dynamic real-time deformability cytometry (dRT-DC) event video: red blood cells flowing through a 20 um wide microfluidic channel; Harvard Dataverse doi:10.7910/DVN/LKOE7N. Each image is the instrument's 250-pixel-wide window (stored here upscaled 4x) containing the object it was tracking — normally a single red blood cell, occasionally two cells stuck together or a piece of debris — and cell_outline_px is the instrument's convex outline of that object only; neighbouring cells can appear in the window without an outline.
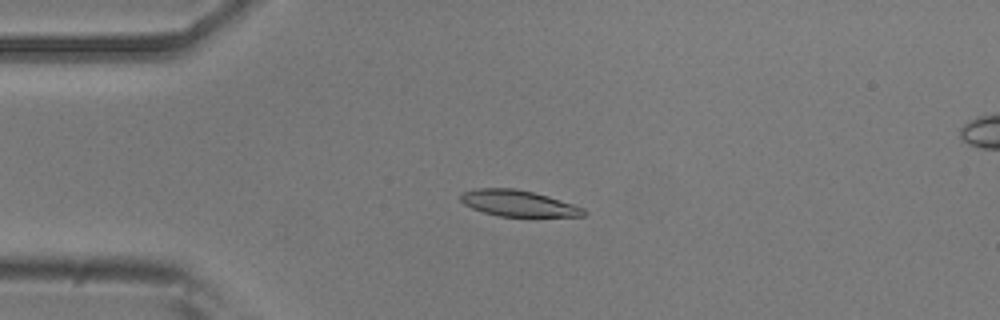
{"species": "common noctule bat (a hibernating species)", "species_latin": "Nyctalus noctula", "temperature_condition": "room temperature", "stored_images_in_passage": 41, "camera_frame_rate_fps": 3000, "um_per_image_px": 0.085, "animal": {"sex": "male", "body_mass_g": 20.5, "forearm_length_mm": 52.5}, "frame": {"image": 1, "passage_image": 1, "time_ms": 0.0, "image_size_px": [1000, 320], "cell_outline_px": [[588, 212], [584, 216], [500, 216], [484, 212], [472, 208], [464, 204], [460, 200], [460, 196], [464, 192], [476, 188], [516, 188], [548, 196], [584, 208]], "centroid_in_image_um": [44.05, 17.28], "position_along_channel_um": 41.0, "area_um2": 18.55}}
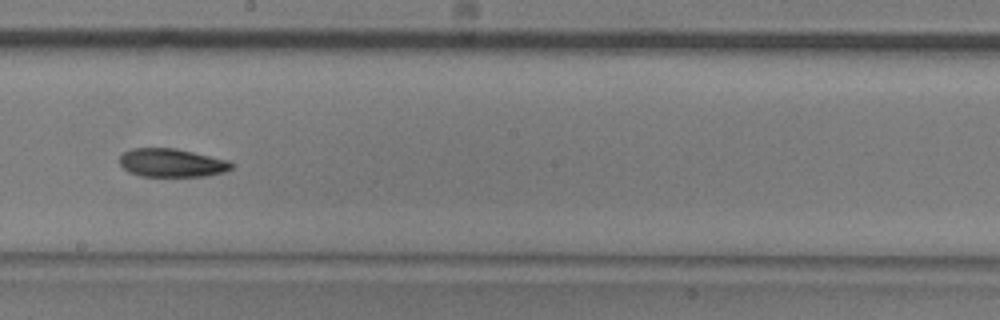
{"frame": {"image": 2, "passage_image": 18, "time_ms": 5.667, "image_size_px": [1000, 320], "cell_outline_px": [[232, 168], [224, 172], [204, 176], [140, 176], [128, 172], [120, 164], [120, 156], [124, 152], [132, 148], [176, 148], [228, 160], [232, 164]], "centroid_in_image_um": [14.58, 13.84], "position_along_channel_um": 233.6, "area_um2": 18.44}}
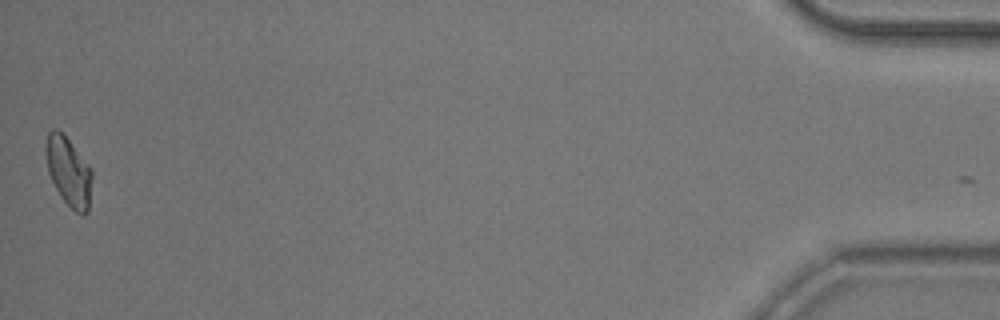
{"frame": {"image": 3, "passage_image": 41, "time_ms": 13.333, "image_size_px": [1000, 320], "cell_outline_px": [[92, 176], [88, 212], [84, 216], [76, 212], [60, 196], [48, 172], [44, 148], [48, 132], [52, 128], [56, 128], [68, 140], [92, 168]], "centroid_in_image_um": [5.82, 14.58], "position_along_channel_um": 429.4, "area_um2": 18.5}, "authors_computed_cell_mechanics": {"area_um2": 18.7272, "velocity_mm_per_s": 3.8126, "shape_relaxation_time_tau1_ms": 4.0638, "shape_relaxation_time_tau2_ms": 6.3078, "deformation_change_tau1": 0.134, "deformation_change_tau2": 0.1046}}